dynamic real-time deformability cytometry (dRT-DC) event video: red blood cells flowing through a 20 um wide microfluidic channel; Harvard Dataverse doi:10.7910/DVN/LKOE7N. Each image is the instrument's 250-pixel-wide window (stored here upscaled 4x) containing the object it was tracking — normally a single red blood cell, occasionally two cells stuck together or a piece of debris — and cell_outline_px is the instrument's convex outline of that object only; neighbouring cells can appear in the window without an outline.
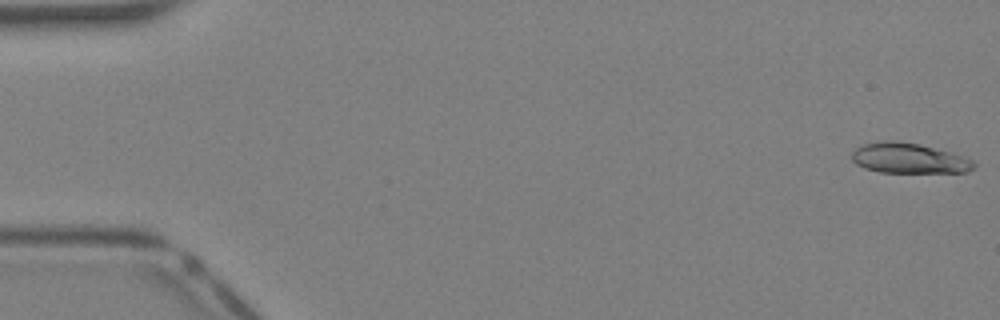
{"species": "Egyptian fruit bat (a non-hibernating species)", "species_latin": "Rousettus aegyptiacus", "temperature_condition": "warm", "stored_images_in_passage": 40, "camera_frame_rate_fps": 3000, "um_per_image_px": 0.085, "animal": {"sex": "female"}, "frame": {"image": 1, "passage_image": 1, "time_ms": 0.0, "image_size_px": [1000, 320], "cell_outline_px": [[976, 164], [968, 172], [880, 172], [864, 168], [856, 164], [852, 160], [852, 152], [856, 148], [864, 144], [880, 140], [892, 140], [920, 144], [948, 152], [972, 160]], "centroid_in_image_um": [77.19, 13.45], "position_along_channel_um": 7.8, "area_um2": 21.27}}
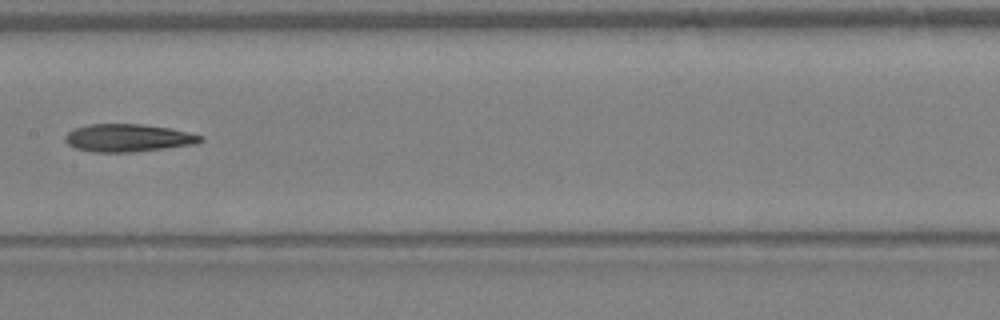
{"frame": {"image": 2, "passage_image": 21, "time_ms": 6.667, "image_size_px": [1000, 320], "cell_outline_px": [[204, 140], [196, 144], [132, 152], [92, 152], [76, 148], [68, 144], [64, 140], [64, 136], [68, 132], [76, 128], [92, 124], [140, 124], [168, 128], [204, 136]], "centroid_in_image_um": [10.88, 11.73], "position_along_channel_um": 196.5, "area_um2": 21.68}}
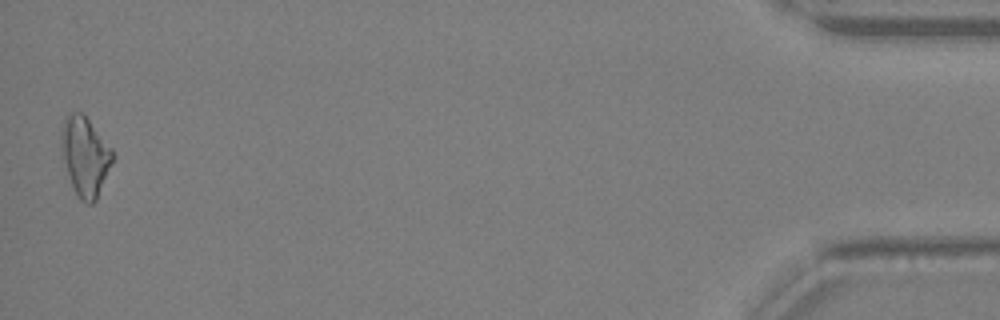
{"frame": {"image": 3, "passage_image": 40, "time_ms": 13.0, "image_size_px": [1000, 320], "cell_outline_px": [[112, 160], [96, 200], [92, 204], [84, 204], [76, 196], [60, 148], [60, 136], [64, 116], [68, 112], [84, 112], [112, 148]], "centroid_in_image_um": [7.2, 13.22], "position_along_channel_um": 428.0, "area_um2": 23.7}}